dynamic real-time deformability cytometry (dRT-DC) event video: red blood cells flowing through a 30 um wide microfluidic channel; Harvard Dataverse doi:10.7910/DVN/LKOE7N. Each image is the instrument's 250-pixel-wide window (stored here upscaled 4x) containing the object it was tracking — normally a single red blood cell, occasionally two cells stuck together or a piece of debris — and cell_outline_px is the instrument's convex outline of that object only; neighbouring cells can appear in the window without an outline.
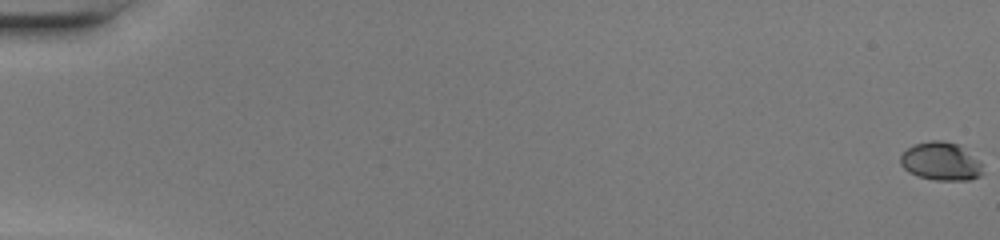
{"species": "common noctule bat (a hibernating species)", "species_latin": "Nyctalus noctula", "temperature_condition": "warm", "stored_images_in_passage": 50, "camera_frame_rate_fps": 3000, "um_per_image_px": 0.085, "animal": {"sex": "female", "body_mass_g": 20.0, "forearm_length_mm": 54.0}, "frame": {"image": 1, "passage_image": 1, "time_ms": 0.0, "image_size_px": [1000, 240], "cell_outline_px": [[984, 172], [980, 176], [968, 180], [936, 180], [916, 176], [908, 172], [900, 164], [900, 156], [908, 148], [916, 144], [928, 140], [944, 140], [960, 144], [980, 164]], "centroid_in_image_um": [79.95, 13.71], "position_along_channel_um": 5.0, "area_um2": 18.32}}
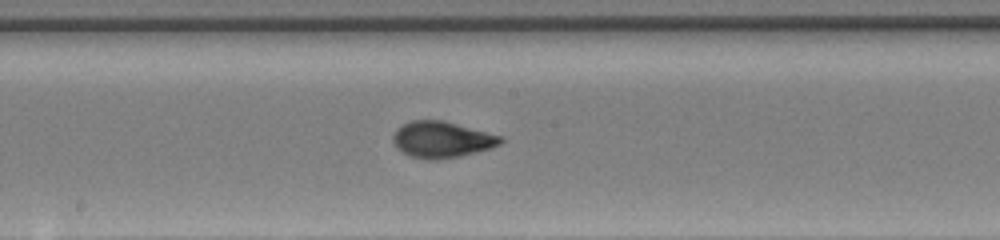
{"frame": {"image": 2, "passage_image": 29, "time_ms": 9.333, "image_size_px": [1000, 240], "cell_outline_px": [[504, 140], [500, 144], [492, 148], [460, 156], [436, 160], [428, 160], [408, 156], [400, 152], [396, 148], [392, 140], [392, 136], [396, 128], [412, 120], [444, 120], [504, 136]], "centroid_in_image_um": [37.55, 11.87], "position_along_channel_um": 210.7, "area_um2": 23.18}}
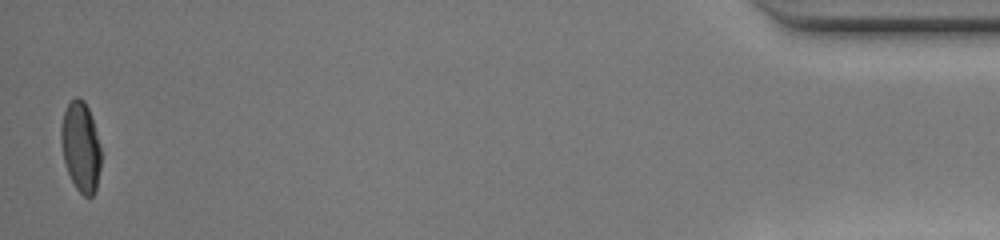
{"frame": {"image": 3, "passage_image": 50, "time_ms": 16.333, "image_size_px": [1000, 240], "cell_outline_px": [[100, 168], [96, 192], [92, 196], [84, 196], [76, 188], [68, 172], [64, 160], [60, 140], [60, 128], [64, 112], [68, 104], [76, 96], [80, 96], [84, 100], [88, 108], [100, 144]], "centroid_in_image_um": [6.86, 12.47], "position_along_channel_um": 428.3, "area_um2": 20.87}, "authors_computed_cell_mechanics": {"area_um2": 21.4438, "velocity_mm_per_s": 4.3174, "shape_relaxation_time_tau1_ms": 3.2165, "shape_relaxation_time_tau2_ms": 0.7451, "deformation_change_tau1": 0.1868, "deformation_change_tau2": 0.0532}}